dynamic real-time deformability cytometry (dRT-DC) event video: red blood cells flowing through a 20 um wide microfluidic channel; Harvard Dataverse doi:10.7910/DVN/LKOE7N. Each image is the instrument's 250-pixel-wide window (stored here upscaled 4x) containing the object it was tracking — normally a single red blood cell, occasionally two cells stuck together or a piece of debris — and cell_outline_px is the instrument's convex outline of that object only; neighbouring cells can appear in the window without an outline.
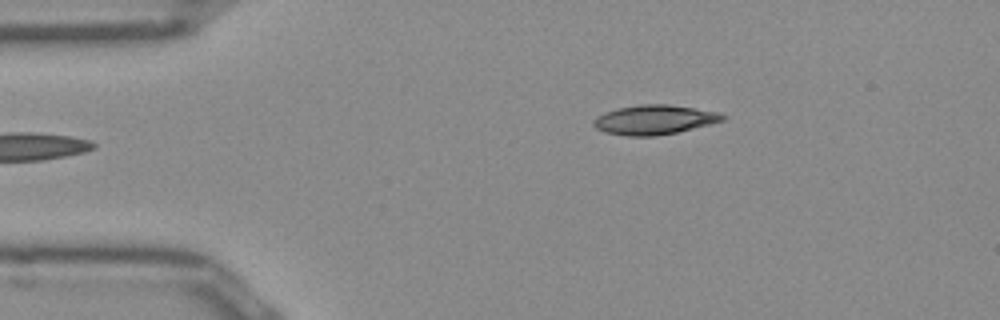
{"species": "Egyptian fruit bat (a non-hibernating species)", "species_latin": "Rousettus aegyptiacus", "temperature_condition": "room temperature", "stored_images_in_passage": 43, "camera_frame_rate_fps": 3000, "um_per_image_px": 0.085, "frame": {"image": 1, "passage_image": 1, "time_ms": 0.0, "image_size_px": [1000, 320], "cell_outline_px": [[728, 116], [724, 120], [676, 132], [656, 136], [628, 136], [604, 132], [596, 128], [592, 124], [592, 120], [596, 116], [620, 108], [640, 104], [668, 104], [716, 112]], "centroid_in_image_um": [55.58, 10.18], "position_along_channel_um": 29.4, "area_um2": 21.85}}
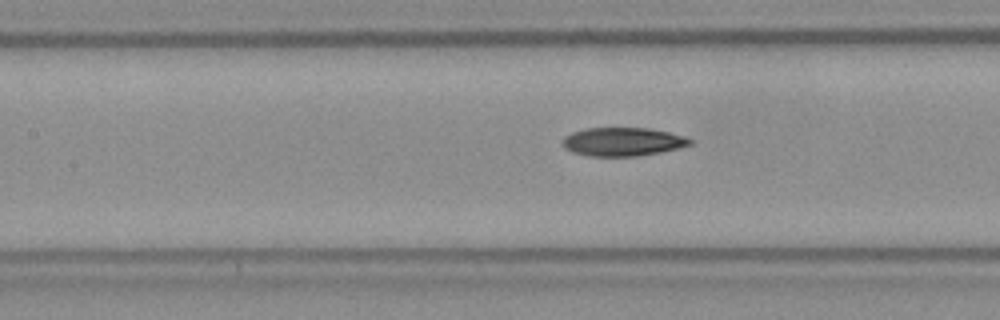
{"frame": {"image": 2, "passage_image": 14, "time_ms": 4.333, "image_size_px": [1000, 320], "cell_outline_px": [[696, 140], [692, 144], [660, 152], [636, 156], [592, 156], [572, 152], [564, 148], [560, 144], [564, 136], [572, 132], [584, 128], [648, 128], [668, 132], [684, 136]], "centroid_in_image_um": [52.9, 12.04], "position_along_channel_um": 154.5, "area_um2": 21.27}}
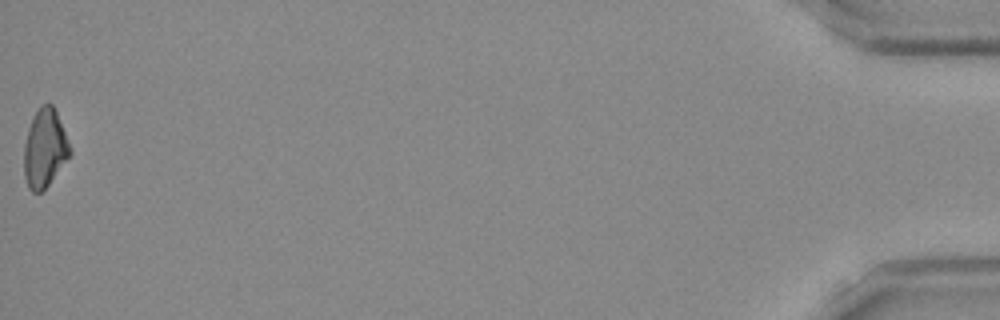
{"frame": {"image": 3, "passage_image": 43, "time_ms": 14.0, "image_size_px": [1000, 320], "cell_outline_px": [[72, 152], [48, 184], [40, 192], [32, 192], [28, 188], [24, 176], [24, 144], [28, 128], [40, 104], [52, 104], [56, 112]], "centroid_in_image_um": [3.77, 12.61], "position_along_channel_um": 431.4, "area_um2": 20.46}}